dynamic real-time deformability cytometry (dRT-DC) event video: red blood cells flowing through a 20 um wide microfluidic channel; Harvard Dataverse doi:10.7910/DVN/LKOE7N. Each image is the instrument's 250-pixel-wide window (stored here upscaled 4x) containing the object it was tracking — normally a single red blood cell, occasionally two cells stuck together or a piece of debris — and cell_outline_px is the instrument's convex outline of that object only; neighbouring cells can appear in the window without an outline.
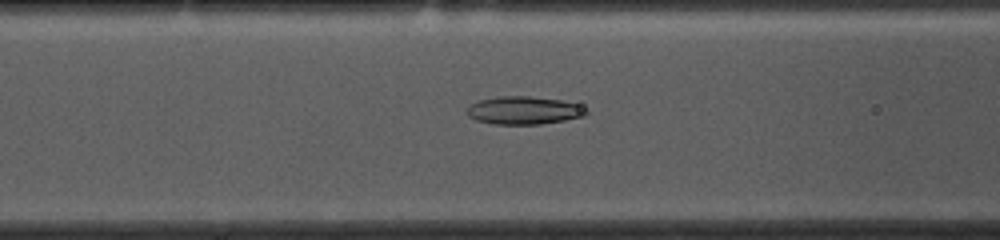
{"species": "common noctule bat (a hibernating species)", "species_latin": "Nyctalus noctula", "temperature_condition": "cold", "stored_images_in_passage": 54, "camera_frame_rate_fps": 3000, "um_per_image_px": 0.085, "animal": {"sex": "female", "body_mass_g": 10.0, "forearm_length_mm": 53.1}, "frame": {"image": 1, "passage_image": 20, "time_ms": 6.333, "image_size_px": [1000, 240], "cell_outline_px": [[588, 112], [584, 116], [564, 120], [540, 124], [496, 124], [476, 120], [468, 116], [468, 104], [480, 100], [500, 96], [528, 96], [560, 100], [576, 104], [584, 108]], "centroid_in_image_um": [44.5, 9.38], "position_along_channel_um": 122.1, "area_um2": 19.19}}
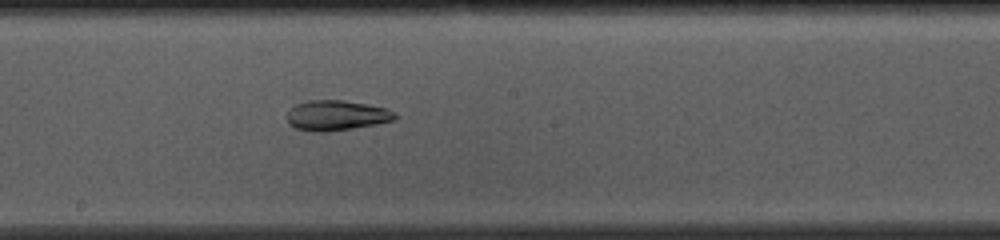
{"frame": {"image": 2, "passage_image": 28, "time_ms": 9.0, "image_size_px": [1000, 240], "cell_outline_px": [[396, 120], [376, 124], [352, 128], [324, 132], [316, 132], [296, 128], [288, 124], [288, 112], [296, 104], [308, 100], [344, 100], [368, 104], [384, 108], [396, 112]], "centroid_in_image_um": [28.61, 9.8], "position_along_channel_um": 219.6, "area_um2": 18.9}}
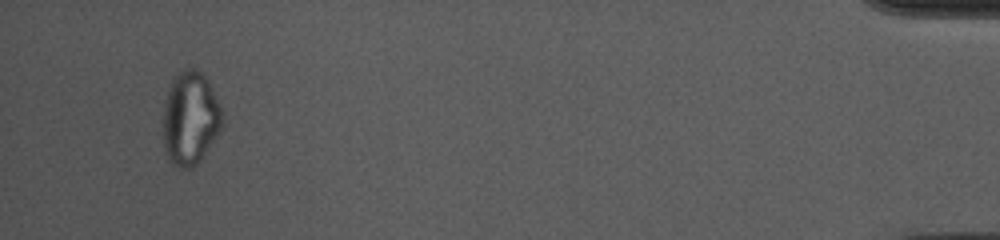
{"frame": {"image": 3, "passage_image": 51, "time_ms": 16.667, "image_size_px": [1000, 240], "cell_outline_px": [[220, 128], [216, 136], [200, 160], [196, 164], [188, 168], [180, 168], [172, 164], [168, 156], [164, 144], [164, 104], [168, 92], [176, 76], [184, 68], [196, 68], [208, 80], [220, 108]], "centroid_in_image_um": [16.15, 10.06], "position_along_channel_um": 419.0, "area_um2": 31.15}, "authors_computed_cell_mechanics": {"area_um2": 22.9177, "velocity_mm_per_s": 3.6582, "shape_relaxation_time_tau1_ms": null, "shape_relaxation_time_tau2_ms": 3.0932, "deformation_change_tau1": null, "deformation_change_tau2": 0.097}}